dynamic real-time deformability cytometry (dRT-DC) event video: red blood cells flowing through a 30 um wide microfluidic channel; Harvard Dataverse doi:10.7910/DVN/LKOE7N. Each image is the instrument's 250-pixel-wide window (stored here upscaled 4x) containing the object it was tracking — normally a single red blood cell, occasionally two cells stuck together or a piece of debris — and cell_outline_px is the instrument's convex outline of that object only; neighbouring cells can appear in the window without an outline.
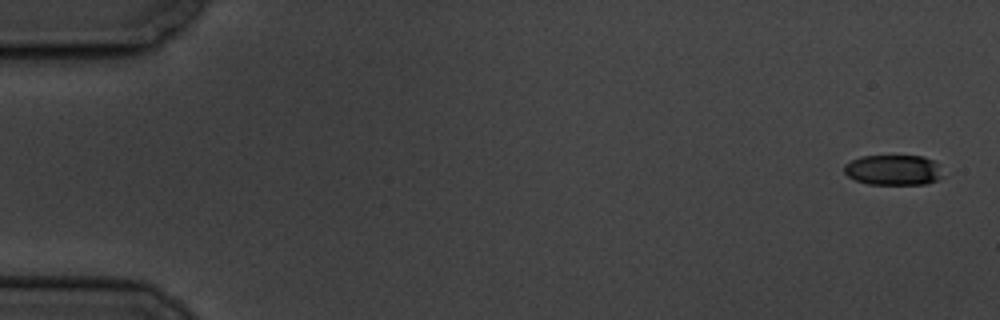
{"species": "common noctule bat (a hibernating species)", "species_latin": "Nyctalus noctula", "temperature_condition": "cold", "stored_images_in_passage": 9, "camera_frame_rate_fps": 3000, "um_per_image_px": 0.085, "animal": {"sex": "male", "body_mass_g": 19.5, "forearm_length_mm": 54.6}, "frame": {"image": 1, "passage_image": 1, "time_ms": 0.0, "image_size_px": [1000, 320], "cell_outline_px": [[944, 176], [936, 180], [924, 184], [868, 184], [856, 180], [848, 176], [844, 172], [844, 164], [860, 156], [924, 156], [932, 160], [936, 164]], "centroid_in_image_um": [75.91, 14.45], "position_along_channel_um": 9.1, "area_um2": 17.34}}
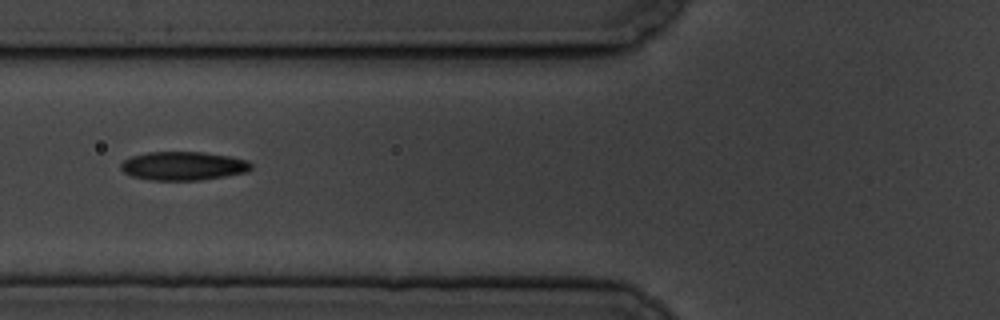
{"frame": {"image": 2, "passage_image": 7, "time_ms": 7.0, "image_size_px": [1000, 320], "cell_outline_px": [[252, 168], [248, 172], [200, 180], [148, 180], [132, 176], [124, 172], [120, 168], [120, 164], [124, 160], [132, 156], [148, 152], [204, 152], [232, 156], [248, 160], [252, 164]], "centroid_in_image_um": [15.6, 14.1], "position_along_channel_um": 110.2, "area_um2": 21.91}}
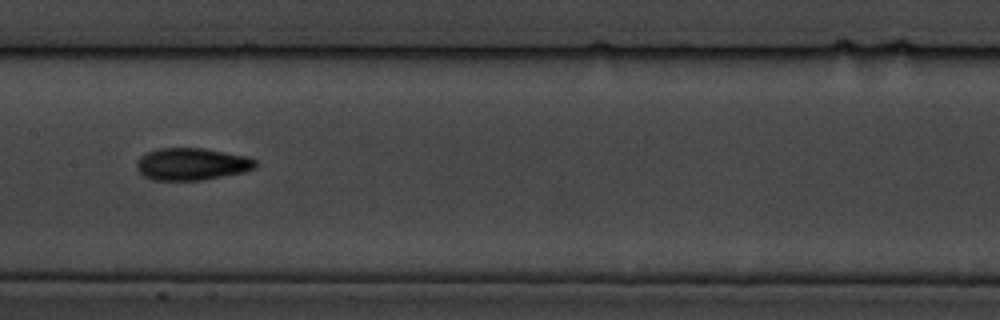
{"frame": {"image": 3, "passage_image": 9, "time_ms": 9.333, "image_size_px": [1000, 320], "cell_outline_px": [[256, 168], [244, 172], [200, 180], [152, 180], [144, 176], [136, 168], [136, 164], [140, 156], [144, 152], [160, 148], [204, 148], [248, 156], [256, 160]], "centroid_in_image_um": [16.29, 13.94], "position_along_channel_um": 191.1, "area_um2": 22.43}}